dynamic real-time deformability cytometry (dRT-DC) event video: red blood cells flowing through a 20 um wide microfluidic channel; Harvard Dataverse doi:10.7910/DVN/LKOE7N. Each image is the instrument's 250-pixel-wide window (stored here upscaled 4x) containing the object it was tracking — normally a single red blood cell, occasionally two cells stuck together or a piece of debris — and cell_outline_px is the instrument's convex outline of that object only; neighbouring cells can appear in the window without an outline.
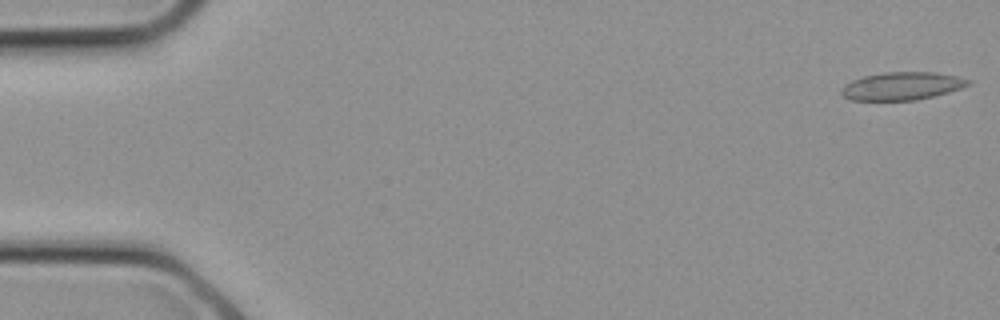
{"species": "common noctule bat (a hibernating species)", "species_latin": "Nyctalus noctula", "temperature_condition": "cold", "stored_images_in_passage": 10, "camera_frame_rate_fps": 3000, "um_per_image_px": 0.085, "animal": {"sex": "female", "body_mass_g": 21.9}, "frame": {"image": 1, "passage_image": 1, "time_ms": 0.0, "image_size_px": [1000, 320], "cell_outline_px": [[972, 84], [948, 92], [916, 100], [852, 100], [844, 96], [840, 92], [844, 84], [852, 80], [864, 76], [884, 72], [932, 72], [960, 76], [972, 80]], "centroid_in_image_um": [76.69, 7.3], "position_along_channel_um": 8.3, "area_um2": 20.63}}
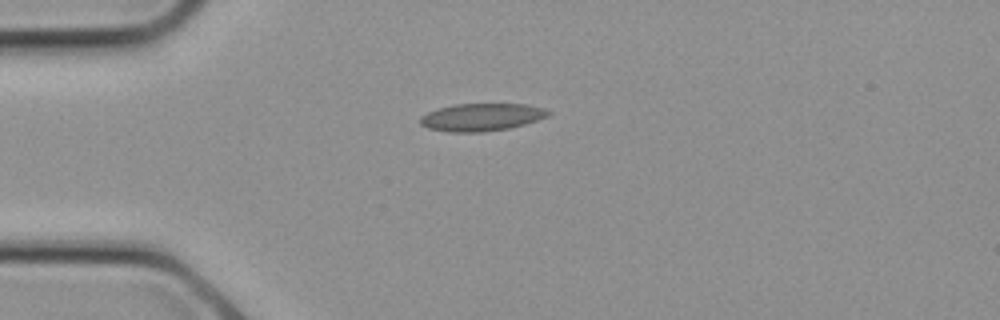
{"frame": {"image": 2, "passage_image": 7, "time_ms": 2.0, "image_size_px": [1000, 320], "cell_outline_px": [[552, 112], [548, 116], [524, 124], [508, 128], [484, 132], [448, 132], [428, 128], [420, 124], [420, 116], [436, 108], [452, 104], [524, 104], [544, 108]], "centroid_in_image_um": [40.89, 9.95], "position_along_channel_um": 44.1, "area_um2": 20.63}}
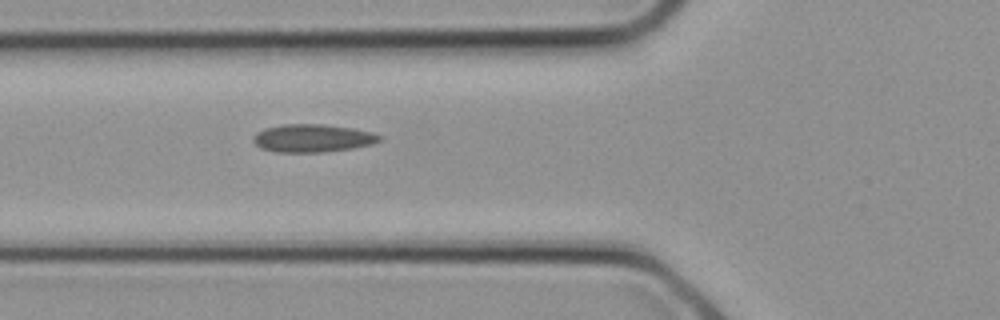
{"frame": {"image": 3, "passage_image": 10, "time_ms": 3.0, "image_size_px": [1000, 320], "cell_outline_px": [[384, 140], [372, 144], [352, 148], [324, 152], [276, 152], [260, 148], [252, 140], [252, 136], [256, 132], [264, 128], [284, 124], [324, 124], [352, 128], [372, 132], [384, 136]], "centroid_in_image_um": [26.58, 11.74], "position_along_channel_um": 99.2, "area_um2": 20.81}}